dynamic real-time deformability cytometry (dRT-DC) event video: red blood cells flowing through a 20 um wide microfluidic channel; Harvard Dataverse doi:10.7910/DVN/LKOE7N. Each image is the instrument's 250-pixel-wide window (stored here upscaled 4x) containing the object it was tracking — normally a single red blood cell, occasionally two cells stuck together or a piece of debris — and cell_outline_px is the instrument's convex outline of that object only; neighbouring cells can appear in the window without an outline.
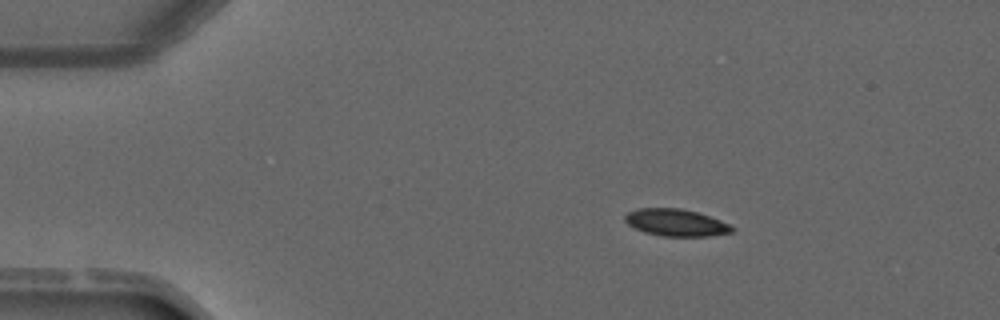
{"species": "common noctule bat (a hibernating species)", "species_latin": "Nyctalus noctula", "temperature_condition": "warm", "stored_images_in_passage": 4, "camera_frame_rate_fps": 3000, "um_per_image_px": 0.085, "animal": {"sex": "male", "forearm_length_mm": 52.5}, "frame": {"image": 1, "passage_image": 1, "time_ms": 0.0, "image_size_px": [1000, 320], "cell_outline_px": [[736, 228], [732, 232], [712, 236], [660, 236], [644, 232], [628, 224], [624, 220], [624, 216], [628, 212], [636, 208], [680, 208], [696, 212], [720, 220]], "centroid_in_image_um": [57.44, 18.92], "position_along_channel_um": 27.6, "area_um2": 16.88}}
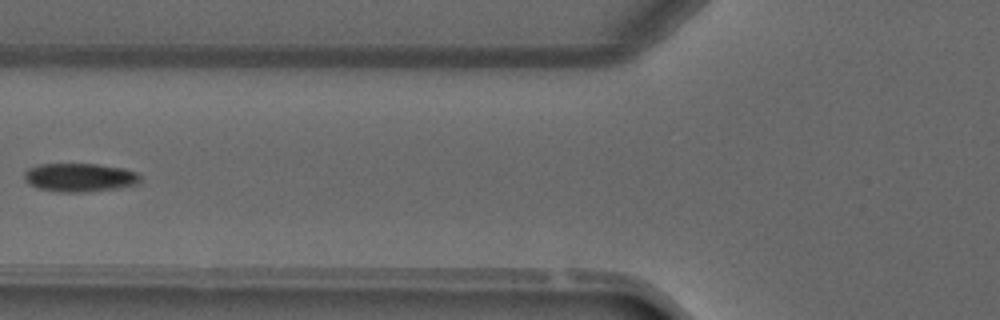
{"frame": {"image": 2, "passage_image": 4, "time_ms": 3.333, "image_size_px": [1000, 320], "cell_outline_px": [[140, 180], [136, 184], [88, 192], [60, 192], [36, 188], [28, 184], [24, 180], [24, 172], [28, 168], [40, 164], [96, 164], [124, 168], [136, 172], [140, 176]], "centroid_in_image_um": [6.71, 15.08], "position_along_channel_um": 119.1, "area_um2": 19.25}}